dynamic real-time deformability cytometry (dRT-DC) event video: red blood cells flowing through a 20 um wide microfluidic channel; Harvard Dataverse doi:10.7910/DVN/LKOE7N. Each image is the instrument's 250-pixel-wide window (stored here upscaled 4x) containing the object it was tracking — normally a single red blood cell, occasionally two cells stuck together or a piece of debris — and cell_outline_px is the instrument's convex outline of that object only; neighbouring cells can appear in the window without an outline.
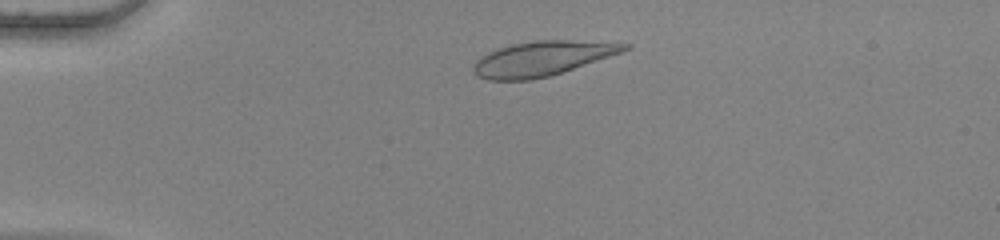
{"species": "human", "species_latin": "Homo sapiens", "temperature_condition": "warm", "stored_images_in_passage": 47, "camera_frame_rate_fps": 3000, "um_per_image_px": 0.085, "donor": {"sex": "female"}, "frame": {"image": 1, "passage_image": 6, "time_ms": 1.667, "image_size_px": [1000, 240], "cell_outline_px": [[632, 48], [548, 76], [528, 80], [488, 80], [476, 76], [472, 68], [476, 60], [480, 56], [488, 52], [512, 44], [536, 40], [572, 40], [632, 44]], "centroid_in_image_um": [46.02, 4.97], "position_along_channel_um": 39.0, "area_um2": 30.0}}
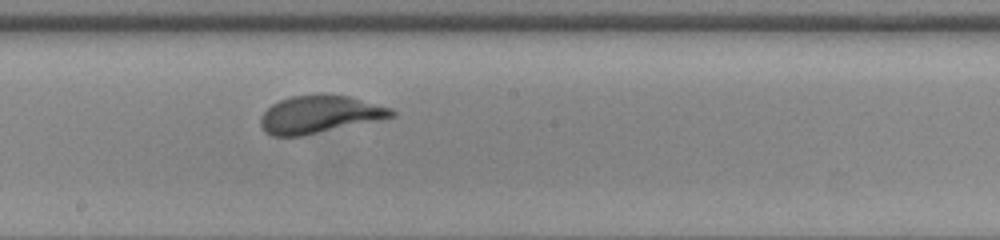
{"frame": {"image": 2, "passage_image": 24, "time_ms": 7.667, "image_size_px": [1000, 240], "cell_outline_px": [[396, 116], [380, 120], [304, 136], [272, 136], [264, 132], [260, 124], [260, 116], [272, 104], [280, 100], [292, 96], [348, 96], [392, 108], [396, 112]], "centroid_in_image_um": [27.17, 9.76], "position_along_channel_um": 221.0, "area_um2": 28.44}}
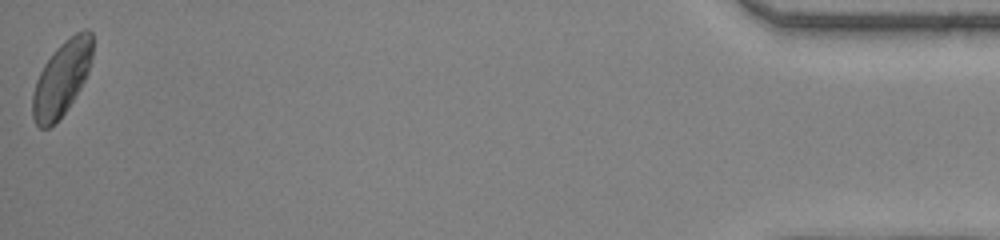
{"frame": {"image": 3, "passage_image": 47, "time_ms": 15.333, "image_size_px": [1000, 240], "cell_outline_px": [[92, 56], [88, 72], [76, 96], [68, 108], [48, 128], [40, 128], [36, 124], [32, 116], [32, 92], [36, 80], [44, 64], [52, 52], [64, 40], [76, 32], [84, 28], [88, 28], [92, 32]], "centroid_in_image_um": [5.24, 6.63], "position_along_channel_um": 430.0, "area_um2": 26.07}, "authors_computed_cell_mechanics": {"area_um2": 28.7844, "velocity_mm_per_s": 3.8448, "shape_relaxation_time_tau1_ms": 5.4708, "shape_relaxation_time_tau2_ms": null, "deformation_change_tau1": 0.2287, "deformation_change_tau2": null}}